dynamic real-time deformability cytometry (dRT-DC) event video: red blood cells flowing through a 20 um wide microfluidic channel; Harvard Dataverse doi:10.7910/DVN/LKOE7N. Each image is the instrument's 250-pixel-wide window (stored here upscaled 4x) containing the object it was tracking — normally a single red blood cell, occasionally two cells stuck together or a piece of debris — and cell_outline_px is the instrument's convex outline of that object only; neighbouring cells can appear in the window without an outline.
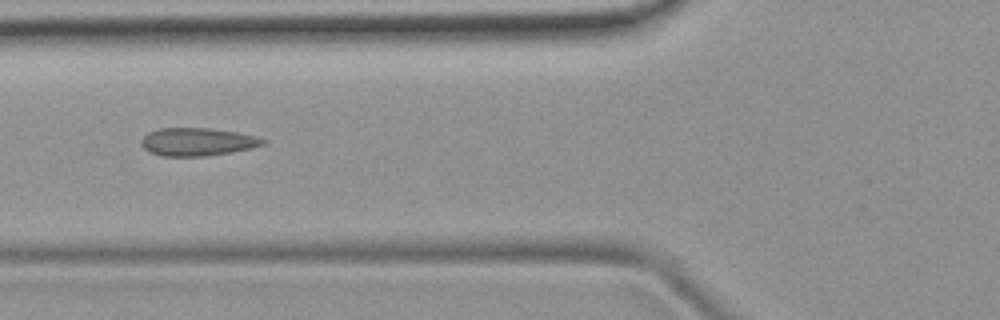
{"species": "common noctule bat (a hibernating species)", "species_latin": "Nyctalus noctula", "temperature_condition": "room temperature", "stored_images_in_passage": 6, "camera_frame_rate_fps": 3000, "um_per_image_px": 0.085, "animal": {"sex": "female", "body_mass_g": 19.9}, "frame": {"image": 1, "passage_image": 6, "time_ms": 6.667, "image_size_px": [1000, 320], "cell_outline_px": [[268, 140], [264, 144], [252, 148], [232, 152], [204, 156], [160, 156], [148, 152], [140, 144], [140, 140], [148, 132], [160, 128], [212, 128], [236, 132], [256, 136]], "centroid_in_image_um": [16.76, 12.05], "position_along_channel_um": 109.0, "area_um2": 20.0}}